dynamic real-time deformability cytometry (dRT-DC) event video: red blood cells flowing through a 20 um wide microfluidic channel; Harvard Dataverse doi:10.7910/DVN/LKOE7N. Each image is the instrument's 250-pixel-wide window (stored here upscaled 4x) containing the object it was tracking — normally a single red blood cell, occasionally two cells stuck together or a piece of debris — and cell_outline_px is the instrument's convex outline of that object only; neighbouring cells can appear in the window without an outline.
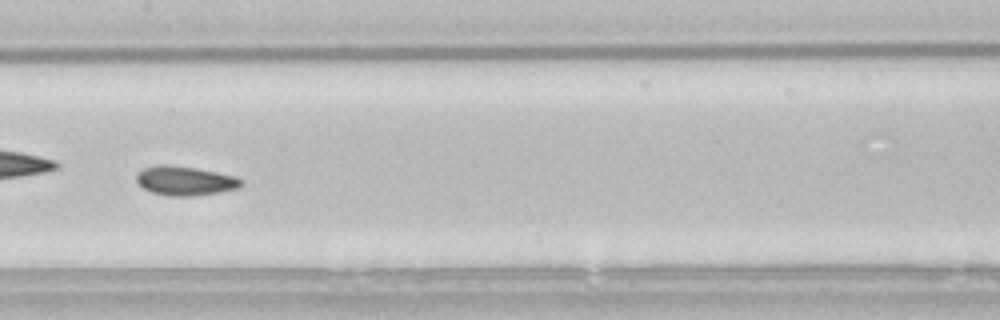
{"species": "common noctule bat (a hibernating species)", "species_latin": "Nyctalus noctula", "temperature_condition": "room temperature", "stored_images_in_passage": 39, "camera_frame_rate_fps": 3000, "um_per_image_px": 0.085, "animal": {"sex": "male", "body_mass_g": 21.5, "forearm_length_mm": 52.0}, "frame": {"image": 1, "passage_image": 12, "time_ms": 3.667, "image_size_px": [1000, 320], "cell_outline_px": [[244, 184], [240, 188], [220, 192], [192, 196], [168, 196], [152, 192], [144, 188], [136, 180], [136, 176], [144, 168], [156, 164], [164, 164], [196, 168], [236, 176], [244, 180]], "centroid_in_image_um": [15.78, 15.37], "position_along_channel_um": 191.6, "area_um2": 17.92}, "authors_computed_cell_mechanics": {"area_um2": 17.1088, "velocity_mm_per_s": 3.8155, "shape_relaxation_time_tau1_ms": 3.3921, "shape_relaxation_time_tau2_ms": 2.075, "deformation_change_tau1": 0.0946, "deformation_change_tau2": 0.0692}}